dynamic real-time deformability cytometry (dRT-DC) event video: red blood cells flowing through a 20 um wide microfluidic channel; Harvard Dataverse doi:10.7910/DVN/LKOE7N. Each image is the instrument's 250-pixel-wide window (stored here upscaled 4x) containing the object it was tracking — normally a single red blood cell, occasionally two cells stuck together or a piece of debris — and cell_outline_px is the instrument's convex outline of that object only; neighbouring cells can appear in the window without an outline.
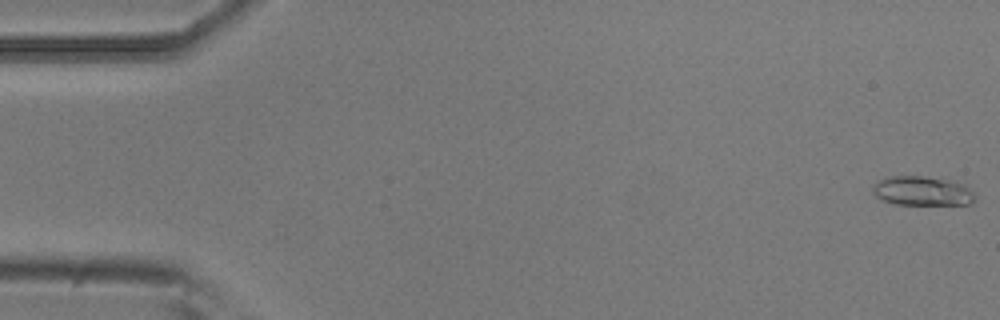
{"species": "common noctule bat (a hibernating species)", "species_latin": "Nyctalus noctula", "temperature_condition": "room temperature", "stored_images_in_passage": 10, "camera_frame_rate_fps": 3000, "um_per_image_px": 0.085, "animal": {"sex": "male", "body_mass_g": 20.5, "forearm_length_mm": 52.5}, "frame": {"image": 1, "passage_image": 1, "time_ms": 0.0, "image_size_px": [1000, 320], "cell_outline_px": [[976, 200], [968, 204], [896, 204], [880, 200], [872, 192], [872, 188], [876, 180], [888, 176], [924, 176], [948, 180], [960, 184], [976, 192]], "centroid_in_image_um": [78.35, 16.23], "position_along_channel_um": 6.6, "area_um2": 17.57}}